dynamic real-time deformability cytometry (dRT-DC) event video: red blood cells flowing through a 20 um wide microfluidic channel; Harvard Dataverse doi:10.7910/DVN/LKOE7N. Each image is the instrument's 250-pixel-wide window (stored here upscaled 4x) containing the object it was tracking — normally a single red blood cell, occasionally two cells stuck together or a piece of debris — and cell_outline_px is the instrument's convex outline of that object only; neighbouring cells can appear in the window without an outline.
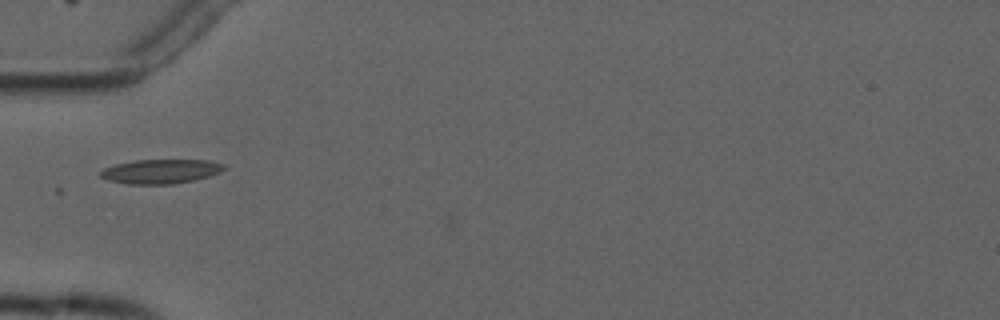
{"species": "common noctule bat (a hibernating species)", "species_latin": "Nyctalus noctula", "temperature_condition": "cold", "stored_images_in_passage": 9, "camera_frame_rate_fps": 3000, "um_per_image_px": 0.085, "animal": {"sex": "male", "forearm_length_mm": 52.5}, "frame": {"image": 1, "passage_image": 6, "time_ms": 7.333, "image_size_px": [1000, 320], "cell_outline_px": [[228, 168], [220, 172], [196, 180], [172, 184], [128, 184], [108, 180], [100, 176], [100, 172], [104, 168], [116, 164], [136, 160], [212, 160], [228, 164]], "centroid_in_image_um": [13.74, 14.56], "position_along_channel_um": 71.3, "area_um2": 17.69}}
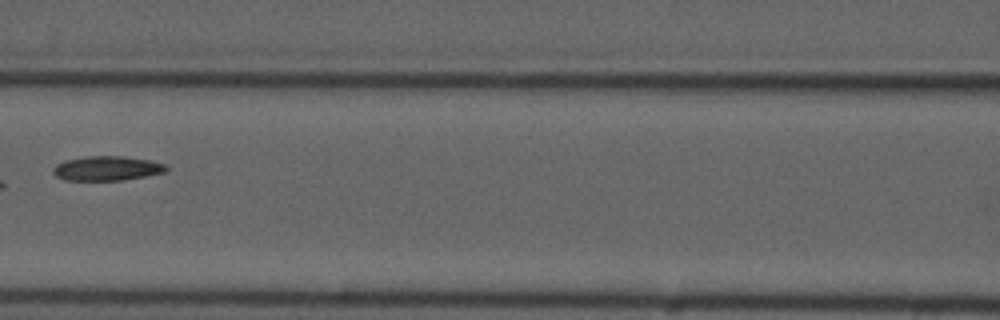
{"frame": {"image": 2, "passage_image": 8, "time_ms": 9.667, "image_size_px": [1000, 320], "cell_outline_px": [[168, 168], [164, 172], [124, 180], [64, 180], [56, 176], [52, 172], [52, 168], [56, 164], [64, 160], [84, 156], [124, 156], [148, 160], [164, 164]], "centroid_in_image_um": [9.03, 14.3], "position_along_channel_um": 157.6, "area_um2": 16.13}}